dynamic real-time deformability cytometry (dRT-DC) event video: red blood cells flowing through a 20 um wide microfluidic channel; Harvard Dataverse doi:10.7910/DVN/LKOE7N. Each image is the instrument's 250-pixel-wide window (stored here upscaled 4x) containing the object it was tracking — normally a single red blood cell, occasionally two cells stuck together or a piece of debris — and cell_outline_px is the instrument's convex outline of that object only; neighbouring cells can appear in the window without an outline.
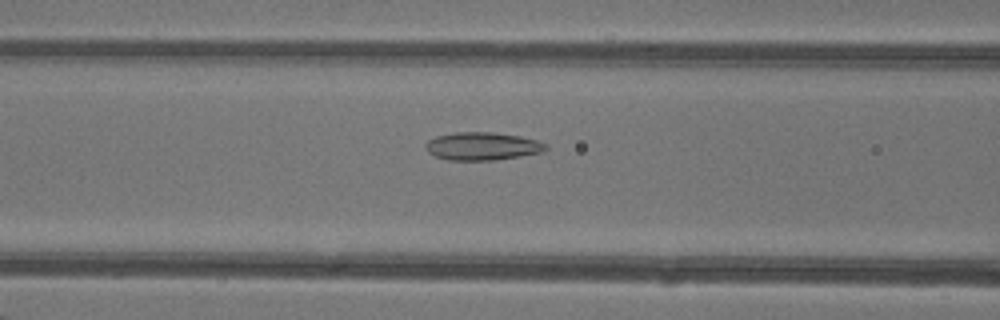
{"species": "common noctule bat (a hibernating species)", "species_latin": "Nyctalus noctula", "temperature_condition": "warm", "stored_images_in_passage": 49, "camera_frame_rate_fps": 3000, "um_per_image_px": 0.085, "animal": {"sex": "female"}, "frame": {"image": 1, "passage_image": 21, "time_ms": 6.667, "image_size_px": [1000, 320], "cell_outline_px": [[548, 148], [544, 152], [496, 160], [448, 160], [436, 156], [428, 152], [424, 148], [424, 144], [428, 140], [436, 136], [456, 132], [492, 132], [520, 136], [536, 140], [548, 144]], "centroid_in_image_um": [41.0, 12.43], "position_along_channel_um": 125.6, "area_um2": 19.71}}
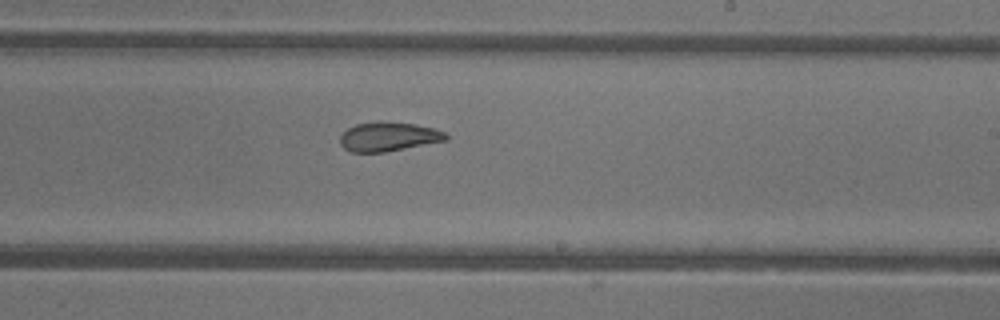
{"frame": {"image": 2, "passage_image": 30, "time_ms": 9.667, "image_size_px": [1000, 320], "cell_outline_px": [[448, 140], [384, 152], [352, 152], [344, 148], [340, 144], [340, 136], [348, 128], [356, 124], [376, 120], [380, 120], [416, 124], [436, 128], [444, 132], [448, 136]], "centroid_in_image_um": [33.03, 11.59], "position_along_channel_um": 256.0, "area_um2": 18.21}}
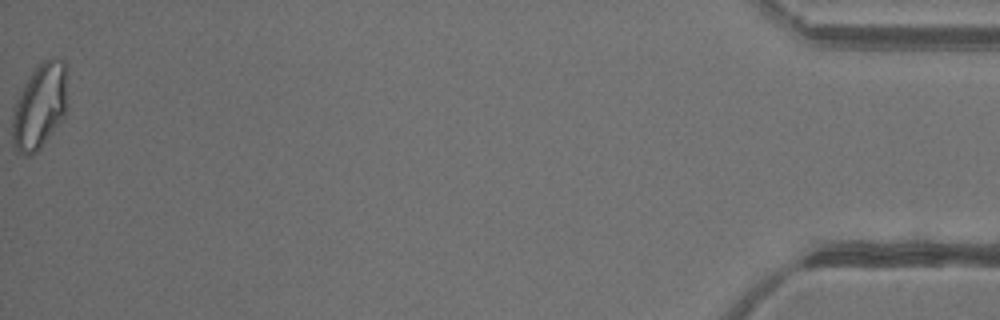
{"frame": {"image": 3, "passage_image": 49, "time_ms": 16.0, "image_size_px": [1000, 320], "cell_outline_px": [[68, 108], [64, 116], [40, 148], [36, 152], [28, 156], [24, 156], [16, 152], [12, 140], [12, 116], [16, 100], [24, 84], [36, 68], [44, 60], [52, 56], [64, 60], [68, 104]], "centroid_in_image_um": [3.38, 9.05], "position_along_channel_um": 431.8, "area_um2": 27.51}, "authors_computed_cell_mechanics": {"area_um2": 22.1952, "velocity_mm_per_s": 4.3584, "shape_relaxation_time_tau1_ms": null, "shape_relaxation_time_tau2_ms": 1.3355, "deformation_change_tau1": null, "deformation_change_tau2": 0.0612}}